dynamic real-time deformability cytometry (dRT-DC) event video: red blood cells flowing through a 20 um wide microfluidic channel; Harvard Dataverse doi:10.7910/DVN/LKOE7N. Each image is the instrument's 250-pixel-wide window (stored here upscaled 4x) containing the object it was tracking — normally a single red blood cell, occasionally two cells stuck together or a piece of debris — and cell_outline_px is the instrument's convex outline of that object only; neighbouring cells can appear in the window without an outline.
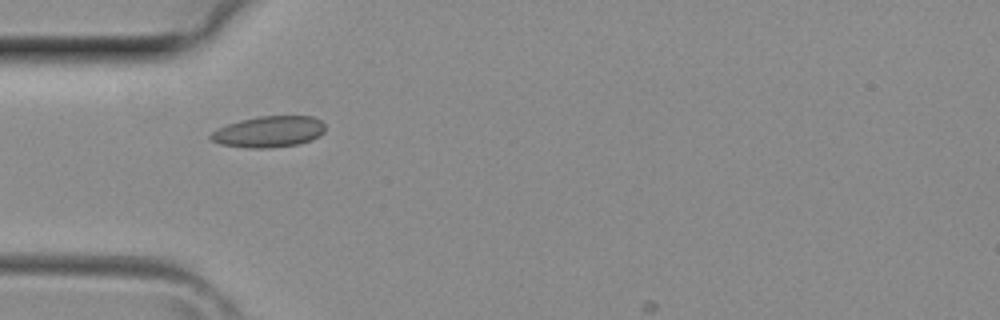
{"species": "common noctule bat (a hibernating species)", "species_latin": "Nyctalus noctula", "temperature_condition": "room temperature", "stored_images_in_passage": 4, "camera_frame_rate_fps": 3000, "um_per_image_px": 0.085, "animal": {"sex": "female", "body_mass_g": 29.2, "forearm_length_mm": 56.3}, "frame": {"image": 1, "passage_image": 1, "time_ms": 0.0, "image_size_px": [1000, 320], "cell_outline_px": [[324, 132], [320, 136], [312, 140], [296, 144], [268, 148], [248, 148], [220, 144], [212, 140], [208, 136], [216, 128], [240, 120], [260, 116], [312, 116], [320, 120], [324, 124]], "centroid_in_image_um": [22.84, 11.19], "position_along_channel_um": 62.2, "area_um2": 20.81}}
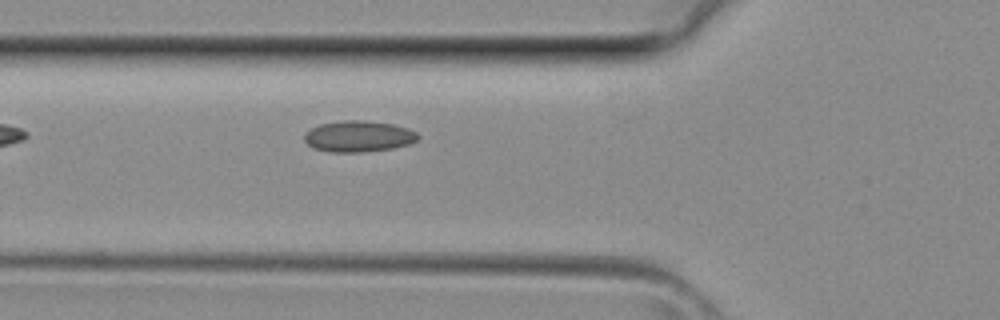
{"frame": {"image": 2, "passage_image": 3, "time_ms": 0.667, "image_size_px": [1000, 320], "cell_outline_px": [[420, 136], [416, 140], [408, 144], [392, 148], [360, 152], [328, 152], [312, 148], [304, 140], [304, 132], [320, 124], [340, 120], [364, 120], [392, 124], [408, 128], [416, 132]], "centroid_in_image_um": [30.44, 11.58], "position_along_channel_um": 95.4, "area_um2": 20.69}}